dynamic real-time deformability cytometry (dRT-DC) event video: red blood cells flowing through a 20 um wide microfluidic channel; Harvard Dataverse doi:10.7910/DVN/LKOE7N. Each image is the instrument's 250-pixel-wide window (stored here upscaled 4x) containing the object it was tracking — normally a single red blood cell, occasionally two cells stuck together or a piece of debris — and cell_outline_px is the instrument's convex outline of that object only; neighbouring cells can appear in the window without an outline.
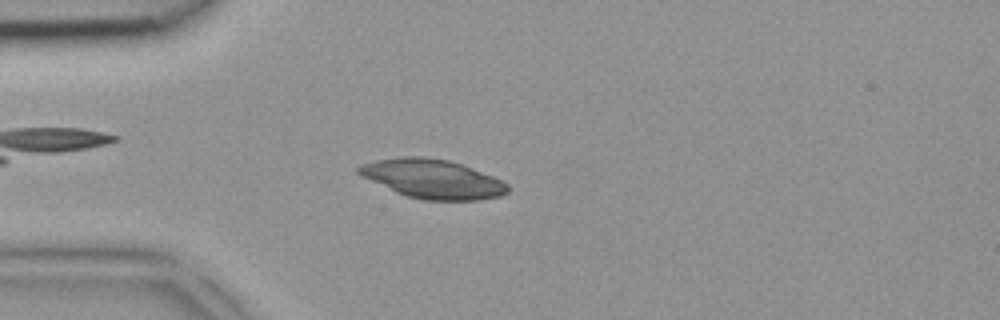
{"species": "common noctule bat (a hibernating species)", "species_latin": "Nyctalus noctula", "temperature_condition": "room temperature", "stored_images_in_passage": 5, "camera_frame_rate_fps": 3000, "um_per_image_px": 0.085, "animal": {"sex": "female", "body_mass_g": 18.4}, "frame": {"image": 1, "passage_image": 5, "time_ms": 1.333, "image_size_px": [1000, 320], "cell_outline_px": [[508, 192], [500, 196], [480, 200], [424, 200], [408, 196], [396, 192], [360, 176], [356, 172], [356, 168], [360, 164], [376, 160], [400, 156], [424, 156], [448, 160], [460, 164], [492, 176], [508, 184]], "centroid_in_image_um": [36.72, 15.2], "position_along_channel_um": 48.3, "area_um2": 33.81}}